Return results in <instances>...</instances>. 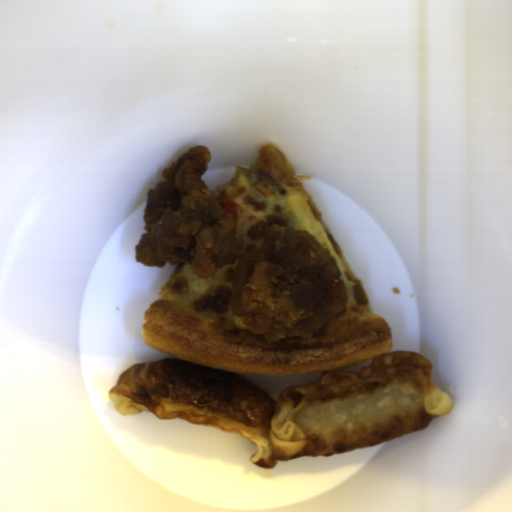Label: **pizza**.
<instances>
[{"label":"pizza","mask_w":512,"mask_h":512,"mask_svg":"<svg viewBox=\"0 0 512 512\" xmlns=\"http://www.w3.org/2000/svg\"><path fill=\"white\" fill-rule=\"evenodd\" d=\"M245 169L267 172L284 193L262 179L253 186L243 175L232 177L212 192L215 198L230 195L240 205L234 222L243 249L235 263L220 267L208 278L196 276L189 263L177 262L157 299L145 311L140 330L145 344L176 359L242 375L326 372L388 354L393 347L390 324L373 312L368 301L358 305L355 300L352 287L356 283L350 280L358 278L302 184L311 180V175L296 173L271 142ZM299 194L306 198L340 261L335 264L348 292V304L315 338L285 337L271 343L235 326L229 303L234 292L232 281L241 255L262 245L271 225L304 231L286 202Z\"/></svg>","instance_id":"1"}]
</instances>
